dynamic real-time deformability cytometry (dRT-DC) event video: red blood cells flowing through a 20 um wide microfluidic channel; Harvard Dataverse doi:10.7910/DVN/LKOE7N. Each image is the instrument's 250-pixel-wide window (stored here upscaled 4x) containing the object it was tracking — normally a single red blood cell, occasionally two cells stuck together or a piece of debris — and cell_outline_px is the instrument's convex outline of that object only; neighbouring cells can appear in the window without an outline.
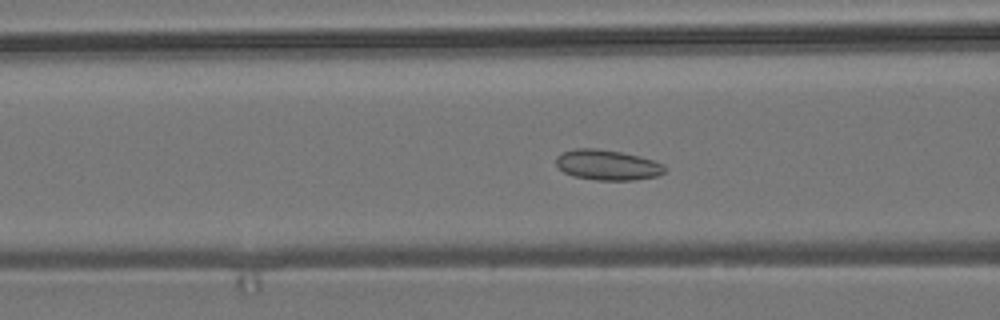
{"species": "common noctule bat (a hibernating species)", "species_latin": "Nyctalus noctula", "temperature_condition": "room temperature", "stored_images_in_passage": 53, "camera_frame_rate_fps": 3000, "um_per_image_px": 0.085, "animal": {"sex": "male", "body_mass_g": 19.2, "forearm_length_mm": 51.8}, "frame": {"image": 1, "passage_image": 19, "time_ms": 6.0, "image_size_px": [1000, 320], "cell_outline_px": [[668, 168], [664, 172], [656, 176], [632, 180], [596, 180], [572, 176], [564, 172], [556, 164], [556, 156], [564, 152], [576, 148], [596, 148], [620, 152], [640, 156], [664, 164]], "centroid_in_image_um": [51.63, 14.02], "position_along_channel_um": 115.0, "area_um2": 19.19}}
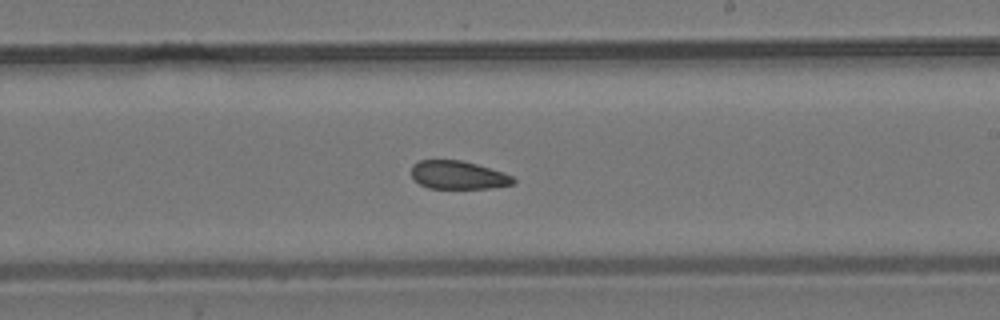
{"frame": {"image": 2, "passage_image": 30, "time_ms": 9.667, "image_size_px": [1000, 320], "cell_outline_px": [[516, 180], [512, 184], [488, 188], [428, 188], [420, 184], [412, 176], [412, 164], [420, 160], [460, 160], [476, 164], [504, 172], [512, 176]], "centroid_in_image_um": [38.94, 14.87], "position_along_channel_um": 250.1, "area_um2": 16.65}}
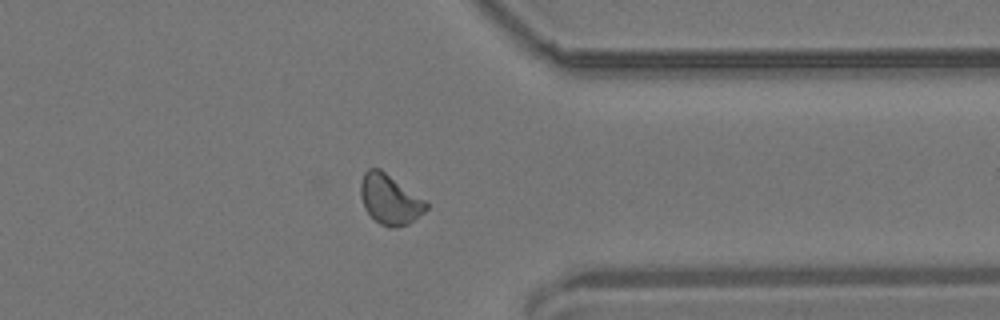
{"frame": {"image": 3, "passage_image": 41, "time_ms": 13.333, "image_size_px": [1000, 320], "cell_outline_px": [[428, 208], [424, 212], [408, 224], [396, 228], [388, 228], [380, 224], [364, 208], [360, 196], [360, 184], [364, 172], [368, 168], [380, 168], [424, 200], [428, 204]], "centroid_in_image_um": [33.11, 16.95], "position_along_channel_um": 378.3, "area_um2": 18.96}, "authors_computed_cell_mechanics": {"area_um2": 18.5538, "velocity_mm_per_s": 3.6846, "shape_relaxation_time_tau1_ms": null, "shape_relaxation_time_tau2_ms": 1.4381, "deformation_change_tau1": null, "deformation_change_tau2": 0.0735}}